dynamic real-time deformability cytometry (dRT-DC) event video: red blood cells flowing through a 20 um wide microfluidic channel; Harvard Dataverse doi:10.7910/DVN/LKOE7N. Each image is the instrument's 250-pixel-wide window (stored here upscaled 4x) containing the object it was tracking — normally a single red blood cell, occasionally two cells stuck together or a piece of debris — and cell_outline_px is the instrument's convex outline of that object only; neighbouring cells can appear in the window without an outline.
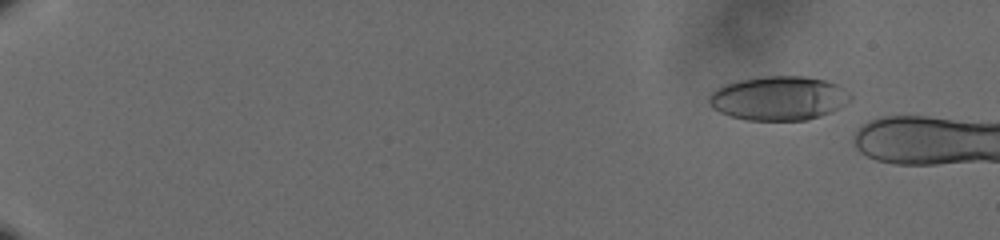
{"species": "human", "species_latin": "Homo sapiens", "temperature_condition": "cold", "stored_images_in_passage": 59, "camera_frame_rate_fps": 3000, "um_per_image_px": 0.085, "donor": {"sex": "male"}, "frame": {"image": 1, "passage_image": 8, "time_ms": 2.333, "image_size_px": [1000, 240], "cell_outline_px": [[852, 100], [840, 108], [832, 112], [808, 120], [744, 120], [720, 112], [712, 108], [708, 104], [708, 96], [716, 88], [724, 84], [740, 80], [764, 76], [804, 76], [824, 80], [836, 84], [844, 88], [852, 96]], "centroid_in_image_um": [66.19, 8.35], "position_along_channel_um": 18.8, "area_um2": 36.59}}
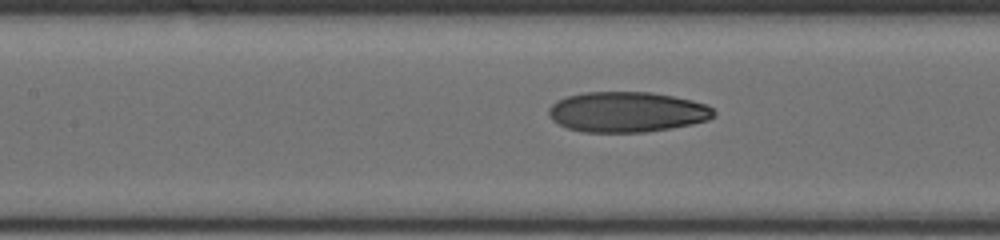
{"frame": {"image": 2, "passage_image": 33, "time_ms": 10.667, "image_size_px": [1000, 240], "cell_outline_px": [[716, 116], [708, 120], [692, 124], [672, 128], [644, 132], [584, 132], [568, 128], [552, 120], [548, 112], [548, 108], [556, 100], [568, 96], [584, 92], [652, 92], [692, 100], [708, 104], [716, 112]], "centroid_in_image_um": [53.32, 9.51], "position_along_channel_um": 154.1, "area_um2": 39.02}}
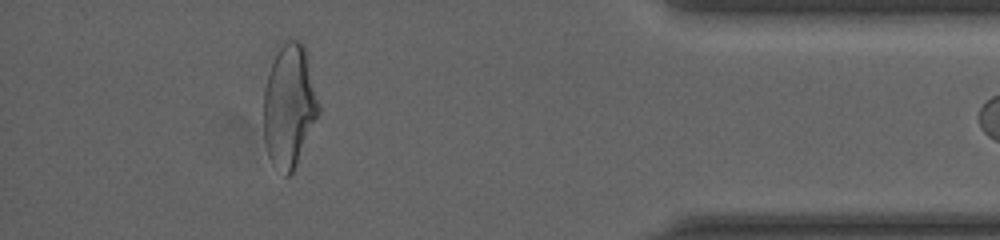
{"frame": {"image": 3, "passage_image": 57, "time_ms": 18.667, "image_size_px": [1000, 240], "cell_outline_px": [[320, 112], [296, 164], [292, 172], [288, 176], [284, 176], [272, 164], [268, 156], [264, 140], [264, 88], [276, 52], [288, 36], [304, 44], [320, 104]], "centroid_in_image_um": [24.59, 8.99], "position_along_channel_um": 410.6, "area_um2": 39.48}}